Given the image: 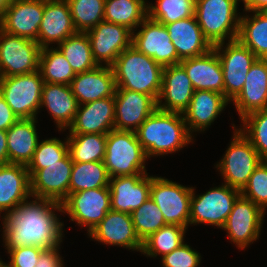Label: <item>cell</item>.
<instances>
[{
  "label": "cell",
  "instance_id": "cell-2",
  "mask_svg": "<svg viewBox=\"0 0 267 267\" xmlns=\"http://www.w3.org/2000/svg\"><path fill=\"white\" fill-rule=\"evenodd\" d=\"M147 158L178 152L192 143L183 113L156 109L135 131Z\"/></svg>",
  "mask_w": 267,
  "mask_h": 267
},
{
  "label": "cell",
  "instance_id": "cell-33",
  "mask_svg": "<svg viewBox=\"0 0 267 267\" xmlns=\"http://www.w3.org/2000/svg\"><path fill=\"white\" fill-rule=\"evenodd\" d=\"M145 0H105L104 21L123 25L132 32L148 17Z\"/></svg>",
  "mask_w": 267,
  "mask_h": 267
},
{
  "label": "cell",
  "instance_id": "cell-50",
  "mask_svg": "<svg viewBox=\"0 0 267 267\" xmlns=\"http://www.w3.org/2000/svg\"><path fill=\"white\" fill-rule=\"evenodd\" d=\"M8 164L7 131L0 129V165Z\"/></svg>",
  "mask_w": 267,
  "mask_h": 267
},
{
  "label": "cell",
  "instance_id": "cell-45",
  "mask_svg": "<svg viewBox=\"0 0 267 267\" xmlns=\"http://www.w3.org/2000/svg\"><path fill=\"white\" fill-rule=\"evenodd\" d=\"M163 267H198L201 255L185 242L169 254L161 257Z\"/></svg>",
  "mask_w": 267,
  "mask_h": 267
},
{
  "label": "cell",
  "instance_id": "cell-38",
  "mask_svg": "<svg viewBox=\"0 0 267 267\" xmlns=\"http://www.w3.org/2000/svg\"><path fill=\"white\" fill-rule=\"evenodd\" d=\"M185 227L167 224L143 242L141 253L148 257H163L184 243Z\"/></svg>",
  "mask_w": 267,
  "mask_h": 267
},
{
  "label": "cell",
  "instance_id": "cell-13",
  "mask_svg": "<svg viewBox=\"0 0 267 267\" xmlns=\"http://www.w3.org/2000/svg\"><path fill=\"white\" fill-rule=\"evenodd\" d=\"M265 212L251 200L240 195L222 229L238 249H245L261 235Z\"/></svg>",
  "mask_w": 267,
  "mask_h": 267
},
{
  "label": "cell",
  "instance_id": "cell-47",
  "mask_svg": "<svg viewBox=\"0 0 267 267\" xmlns=\"http://www.w3.org/2000/svg\"><path fill=\"white\" fill-rule=\"evenodd\" d=\"M60 245L45 248L39 256V260L35 267H64L63 258L60 256L58 249Z\"/></svg>",
  "mask_w": 267,
  "mask_h": 267
},
{
  "label": "cell",
  "instance_id": "cell-7",
  "mask_svg": "<svg viewBox=\"0 0 267 267\" xmlns=\"http://www.w3.org/2000/svg\"><path fill=\"white\" fill-rule=\"evenodd\" d=\"M43 83L39 70L29 74L0 77V93L19 119L37 118Z\"/></svg>",
  "mask_w": 267,
  "mask_h": 267
},
{
  "label": "cell",
  "instance_id": "cell-26",
  "mask_svg": "<svg viewBox=\"0 0 267 267\" xmlns=\"http://www.w3.org/2000/svg\"><path fill=\"white\" fill-rule=\"evenodd\" d=\"M70 88L78 104L82 105L115 96L117 86L112 68L102 65L76 74L70 83Z\"/></svg>",
  "mask_w": 267,
  "mask_h": 267
},
{
  "label": "cell",
  "instance_id": "cell-46",
  "mask_svg": "<svg viewBox=\"0 0 267 267\" xmlns=\"http://www.w3.org/2000/svg\"><path fill=\"white\" fill-rule=\"evenodd\" d=\"M45 248L39 246H23L18 248L7 249L10 261L7 267H35L39 260L40 253Z\"/></svg>",
  "mask_w": 267,
  "mask_h": 267
},
{
  "label": "cell",
  "instance_id": "cell-4",
  "mask_svg": "<svg viewBox=\"0 0 267 267\" xmlns=\"http://www.w3.org/2000/svg\"><path fill=\"white\" fill-rule=\"evenodd\" d=\"M240 0H196L195 17L204 37L212 46L237 39ZM239 14V15H238Z\"/></svg>",
  "mask_w": 267,
  "mask_h": 267
},
{
  "label": "cell",
  "instance_id": "cell-15",
  "mask_svg": "<svg viewBox=\"0 0 267 267\" xmlns=\"http://www.w3.org/2000/svg\"><path fill=\"white\" fill-rule=\"evenodd\" d=\"M139 27L141 30L132 32V45L139 52L153 58L162 67L179 64L181 60L165 25L147 17Z\"/></svg>",
  "mask_w": 267,
  "mask_h": 267
},
{
  "label": "cell",
  "instance_id": "cell-5",
  "mask_svg": "<svg viewBox=\"0 0 267 267\" xmlns=\"http://www.w3.org/2000/svg\"><path fill=\"white\" fill-rule=\"evenodd\" d=\"M145 151L135 131L111 130L107 133L104 165L110 178L127 175H145Z\"/></svg>",
  "mask_w": 267,
  "mask_h": 267
},
{
  "label": "cell",
  "instance_id": "cell-18",
  "mask_svg": "<svg viewBox=\"0 0 267 267\" xmlns=\"http://www.w3.org/2000/svg\"><path fill=\"white\" fill-rule=\"evenodd\" d=\"M115 130L136 131L157 109V101L151 96L132 90L116 89Z\"/></svg>",
  "mask_w": 267,
  "mask_h": 267
},
{
  "label": "cell",
  "instance_id": "cell-48",
  "mask_svg": "<svg viewBox=\"0 0 267 267\" xmlns=\"http://www.w3.org/2000/svg\"><path fill=\"white\" fill-rule=\"evenodd\" d=\"M18 119L0 93V129L7 131Z\"/></svg>",
  "mask_w": 267,
  "mask_h": 267
},
{
  "label": "cell",
  "instance_id": "cell-42",
  "mask_svg": "<svg viewBox=\"0 0 267 267\" xmlns=\"http://www.w3.org/2000/svg\"><path fill=\"white\" fill-rule=\"evenodd\" d=\"M239 130L250 141L263 160H267V108L248 114L241 119Z\"/></svg>",
  "mask_w": 267,
  "mask_h": 267
},
{
  "label": "cell",
  "instance_id": "cell-49",
  "mask_svg": "<svg viewBox=\"0 0 267 267\" xmlns=\"http://www.w3.org/2000/svg\"><path fill=\"white\" fill-rule=\"evenodd\" d=\"M244 3L243 11H267V0H241Z\"/></svg>",
  "mask_w": 267,
  "mask_h": 267
},
{
  "label": "cell",
  "instance_id": "cell-30",
  "mask_svg": "<svg viewBox=\"0 0 267 267\" xmlns=\"http://www.w3.org/2000/svg\"><path fill=\"white\" fill-rule=\"evenodd\" d=\"M46 107L59 131L66 130L75 118L78 102L70 85L43 83L40 108Z\"/></svg>",
  "mask_w": 267,
  "mask_h": 267
},
{
  "label": "cell",
  "instance_id": "cell-22",
  "mask_svg": "<svg viewBox=\"0 0 267 267\" xmlns=\"http://www.w3.org/2000/svg\"><path fill=\"white\" fill-rule=\"evenodd\" d=\"M77 33L66 0H44V12L39 26L37 43L41 48L59 45Z\"/></svg>",
  "mask_w": 267,
  "mask_h": 267
},
{
  "label": "cell",
  "instance_id": "cell-28",
  "mask_svg": "<svg viewBox=\"0 0 267 267\" xmlns=\"http://www.w3.org/2000/svg\"><path fill=\"white\" fill-rule=\"evenodd\" d=\"M194 90H207L224 94V79L220 59L212 48L204 55L181 60Z\"/></svg>",
  "mask_w": 267,
  "mask_h": 267
},
{
  "label": "cell",
  "instance_id": "cell-1",
  "mask_svg": "<svg viewBox=\"0 0 267 267\" xmlns=\"http://www.w3.org/2000/svg\"><path fill=\"white\" fill-rule=\"evenodd\" d=\"M26 200L15 211L3 215V241L6 249L23 246L51 248L60 245L64 223L55 211L61 204L46 199Z\"/></svg>",
  "mask_w": 267,
  "mask_h": 267
},
{
  "label": "cell",
  "instance_id": "cell-27",
  "mask_svg": "<svg viewBox=\"0 0 267 267\" xmlns=\"http://www.w3.org/2000/svg\"><path fill=\"white\" fill-rule=\"evenodd\" d=\"M230 102L224 94L207 90H196L188 108L183 112L189 133L203 132L220 115Z\"/></svg>",
  "mask_w": 267,
  "mask_h": 267
},
{
  "label": "cell",
  "instance_id": "cell-32",
  "mask_svg": "<svg viewBox=\"0 0 267 267\" xmlns=\"http://www.w3.org/2000/svg\"><path fill=\"white\" fill-rule=\"evenodd\" d=\"M240 16L237 39L257 58L267 59V11H254Z\"/></svg>",
  "mask_w": 267,
  "mask_h": 267
},
{
  "label": "cell",
  "instance_id": "cell-16",
  "mask_svg": "<svg viewBox=\"0 0 267 267\" xmlns=\"http://www.w3.org/2000/svg\"><path fill=\"white\" fill-rule=\"evenodd\" d=\"M73 161L69 153L57 163L44 165L31 178L32 198L50 200L61 204L69 195Z\"/></svg>",
  "mask_w": 267,
  "mask_h": 267
},
{
  "label": "cell",
  "instance_id": "cell-41",
  "mask_svg": "<svg viewBox=\"0 0 267 267\" xmlns=\"http://www.w3.org/2000/svg\"><path fill=\"white\" fill-rule=\"evenodd\" d=\"M134 229L143 243L154 232L167 225L162 212L150 198L131 213Z\"/></svg>",
  "mask_w": 267,
  "mask_h": 267
},
{
  "label": "cell",
  "instance_id": "cell-44",
  "mask_svg": "<svg viewBox=\"0 0 267 267\" xmlns=\"http://www.w3.org/2000/svg\"><path fill=\"white\" fill-rule=\"evenodd\" d=\"M240 193L265 212L267 208V160H263L254 170Z\"/></svg>",
  "mask_w": 267,
  "mask_h": 267
},
{
  "label": "cell",
  "instance_id": "cell-34",
  "mask_svg": "<svg viewBox=\"0 0 267 267\" xmlns=\"http://www.w3.org/2000/svg\"><path fill=\"white\" fill-rule=\"evenodd\" d=\"M67 59L75 74L96 68L90 41L86 32H77L56 47Z\"/></svg>",
  "mask_w": 267,
  "mask_h": 267
},
{
  "label": "cell",
  "instance_id": "cell-53",
  "mask_svg": "<svg viewBox=\"0 0 267 267\" xmlns=\"http://www.w3.org/2000/svg\"><path fill=\"white\" fill-rule=\"evenodd\" d=\"M4 262L1 260V258H0V266L3 264Z\"/></svg>",
  "mask_w": 267,
  "mask_h": 267
},
{
  "label": "cell",
  "instance_id": "cell-40",
  "mask_svg": "<svg viewBox=\"0 0 267 267\" xmlns=\"http://www.w3.org/2000/svg\"><path fill=\"white\" fill-rule=\"evenodd\" d=\"M77 32H87L104 20L105 0H66Z\"/></svg>",
  "mask_w": 267,
  "mask_h": 267
},
{
  "label": "cell",
  "instance_id": "cell-43",
  "mask_svg": "<svg viewBox=\"0 0 267 267\" xmlns=\"http://www.w3.org/2000/svg\"><path fill=\"white\" fill-rule=\"evenodd\" d=\"M68 154L67 140L62 141L59 138H50L38 142L37 148L33 154L32 160L26 166L30 178L44 165H51L62 160Z\"/></svg>",
  "mask_w": 267,
  "mask_h": 267
},
{
  "label": "cell",
  "instance_id": "cell-51",
  "mask_svg": "<svg viewBox=\"0 0 267 267\" xmlns=\"http://www.w3.org/2000/svg\"><path fill=\"white\" fill-rule=\"evenodd\" d=\"M11 0H0V17L3 15L5 8L10 4Z\"/></svg>",
  "mask_w": 267,
  "mask_h": 267
},
{
  "label": "cell",
  "instance_id": "cell-21",
  "mask_svg": "<svg viewBox=\"0 0 267 267\" xmlns=\"http://www.w3.org/2000/svg\"><path fill=\"white\" fill-rule=\"evenodd\" d=\"M150 186L148 173L110 178L111 210L131 214L150 198Z\"/></svg>",
  "mask_w": 267,
  "mask_h": 267
},
{
  "label": "cell",
  "instance_id": "cell-10",
  "mask_svg": "<svg viewBox=\"0 0 267 267\" xmlns=\"http://www.w3.org/2000/svg\"><path fill=\"white\" fill-rule=\"evenodd\" d=\"M41 47L31 39L9 34L0 28V77L39 70Z\"/></svg>",
  "mask_w": 267,
  "mask_h": 267
},
{
  "label": "cell",
  "instance_id": "cell-8",
  "mask_svg": "<svg viewBox=\"0 0 267 267\" xmlns=\"http://www.w3.org/2000/svg\"><path fill=\"white\" fill-rule=\"evenodd\" d=\"M192 188L163 177L151 176L150 199L159 207L166 224L188 229Z\"/></svg>",
  "mask_w": 267,
  "mask_h": 267
},
{
  "label": "cell",
  "instance_id": "cell-24",
  "mask_svg": "<svg viewBox=\"0 0 267 267\" xmlns=\"http://www.w3.org/2000/svg\"><path fill=\"white\" fill-rule=\"evenodd\" d=\"M232 102L240 119L267 108V59L258 58L254 62L242 91Z\"/></svg>",
  "mask_w": 267,
  "mask_h": 267
},
{
  "label": "cell",
  "instance_id": "cell-3",
  "mask_svg": "<svg viewBox=\"0 0 267 267\" xmlns=\"http://www.w3.org/2000/svg\"><path fill=\"white\" fill-rule=\"evenodd\" d=\"M111 68L117 89L144 93L158 100L164 67L153 58L131 45L118 55Z\"/></svg>",
  "mask_w": 267,
  "mask_h": 267
},
{
  "label": "cell",
  "instance_id": "cell-37",
  "mask_svg": "<svg viewBox=\"0 0 267 267\" xmlns=\"http://www.w3.org/2000/svg\"><path fill=\"white\" fill-rule=\"evenodd\" d=\"M39 71L45 83L70 85L76 76L65 56L51 46L41 48Z\"/></svg>",
  "mask_w": 267,
  "mask_h": 267
},
{
  "label": "cell",
  "instance_id": "cell-29",
  "mask_svg": "<svg viewBox=\"0 0 267 267\" xmlns=\"http://www.w3.org/2000/svg\"><path fill=\"white\" fill-rule=\"evenodd\" d=\"M165 27L180 60L204 55L213 48L204 37L195 15L166 24Z\"/></svg>",
  "mask_w": 267,
  "mask_h": 267
},
{
  "label": "cell",
  "instance_id": "cell-17",
  "mask_svg": "<svg viewBox=\"0 0 267 267\" xmlns=\"http://www.w3.org/2000/svg\"><path fill=\"white\" fill-rule=\"evenodd\" d=\"M43 12L44 0H11L0 17V28L37 42Z\"/></svg>",
  "mask_w": 267,
  "mask_h": 267
},
{
  "label": "cell",
  "instance_id": "cell-11",
  "mask_svg": "<svg viewBox=\"0 0 267 267\" xmlns=\"http://www.w3.org/2000/svg\"><path fill=\"white\" fill-rule=\"evenodd\" d=\"M220 43L213 48L221 62L224 79V96L231 102L242 91L249 69L258 59L238 39ZM224 47V48H223Z\"/></svg>",
  "mask_w": 267,
  "mask_h": 267
},
{
  "label": "cell",
  "instance_id": "cell-52",
  "mask_svg": "<svg viewBox=\"0 0 267 267\" xmlns=\"http://www.w3.org/2000/svg\"><path fill=\"white\" fill-rule=\"evenodd\" d=\"M0 267H7L6 263L4 262Z\"/></svg>",
  "mask_w": 267,
  "mask_h": 267
},
{
  "label": "cell",
  "instance_id": "cell-23",
  "mask_svg": "<svg viewBox=\"0 0 267 267\" xmlns=\"http://www.w3.org/2000/svg\"><path fill=\"white\" fill-rule=\"evenodd\" d=\"M194 91L191 80L180 64L164 67L157 108L183 113L188 108Z\"/></svg>",
  "mask_w": 267,
  "mask_h": 267
},
{
  "label": "cell",
  "instance_id": "cell-6",
  "mask_svg": "<svg viewBox=\"0 0 267 267\" xmlns=\"http://www.w3.org/2000/svg\"><path fill=\"white\" fill-rule=\"evenodd\" d=\"M232 125L233 139L215 168L220 171L224 184L241 191L263 159L242 132Z\"/></svg>",
  "mask_w": 267,
  "mask_h": 267
},
{
  "label": "cell",
  "instance_id": "cell-36",
  "mask_svg": "<svg viewBox=\"0 0 267 267\" xmlns=\"http://www.w3.org/2000/svg\"><path fill=\"white\" fill-rule=\"evenodd\" d=\"M110 176L103 161L73 162L69 194L82 190L109 187Z\"/></svg>",
  "mask_w": 267,
  "mask_h": 267
},
{
  "label": "cell",
  "instance_id": "cell-9",
  "mask_svg": "<svg viewBox=\"0 0 267 267\" xmlns=\"http://www.w3.org/2000/svg\"><path fill=\"white\" fill-rule=\"evenodd\" d=\"M192 188L190 225L208 224L222 228L232 211L234 202L241 195L238 189L226 184L210 188L202 195L195 194Z\"/></svg>",
  "mask_w": 267,
  "mask_h": 267
},
{
  "label": "cell",
  "instance_id": "cell-39",
  "mask_svg": "<svg viewBox=\"0 0 267 267\" xmlns=\"http://www.w3.org/2000/svg\"><path fill=\"white\" fill-rule=\"evenodd\" d=\"M196 0H157L148 4V17L166 25L195 15Z\"/></svg>",
  "mask_w": 267,
  "mask_h": 267
},
{
  "label": "cell",
  "instance_id": "cell-12",
  "mask_svg": "<svg viewBox=\"0 0 267 267\" xmlns=\"http://www.w3.org/2000/svg\"><path fill=\"white\" fill-rule=\"evenodd\" d=\"M62 213H67L71 221L88 227V234L105 218L111 210L109 187L82 190L69 194L61 203Z\"/></svg>",
  "mask_w": 267,
  "mask_h": 267
},
{
  "label": "cell",
  "instance_id": "cell-31",
  "mask_svg": "<svg viewBox=\"0 0 267 267\" xmlns=\"http://www.w3.org/2000/svg\"><path fill=\"white\" fill-rule=\"evenodd\" d=\"M37 118L18 119L7 130L8 164L27 166L39 142Z\"/></svg>",
  "mask_w": 267,
  "mask_h": 267
},
{
  "label": "cell",
  "instance_id": "cell-35",
  "mask_svg": "<svg viewBox=\"0 0 267 267\" xmlns=\"http://www.w3.org/2000/svg\"><path fill=\"white\" fill-rule=\"evenodd\" d=\"M68 153L73 162L103 161L106 152L107 134H69Z\"/></svg>",
  "mask_w": 267,
  "mask_h": 267
},
{
  "label": "cell",
  "instance_id": "cell-19",
  "mask_svg": "<svg viewBox=\"0 0 267 267\" xmlns=\"http://www.w3.org/2000/svg\"><path fill=\"white\" fill-rule=\"evenodd\" d=\"M95 241L106 245L142 251L143 243L137 236L131 214L110 210L105 218L88 234Z\"/></svg>",
  "mask_w": 267,
  "mask_h": 267
},
{
  "label": "cell",
  "instance_id": "cell-25",
  "mask_svg": "<svg viewBox=\"0 0 267 267\" xmlns=\"http://www.w3.org/2000/svg\"><path fill=\"white\" fill-rule=\"evenodd\" d=\"M31 195L27 167L22 164L0 165V213L15 211Z\"/></svg>",
  "mask_w": 267,
  "mask_h": 267
},
{
  "label": "cell",
  "instance_id": "cell-20",
  "mask_svg": "<svg viewBox=\"0 0 267 267\" xmlns=\"http://www.w3.org/2000/svg\"><path fill=\"white\" fill-rule=\"evenodd\" d=\"M114 122L115 99L112 96L78 105L74 121L67 129L69 134H107L114 129Z\"/></svg>",
  "mask_w": 267,
  "mask_h": 267
},
{
  "label": "cell",
  "instance_id": "cell-14",
  "mask_svg": "<svg viewBox=\"0 0 267 267\" xmlns=\"http://www.w3.org/2000/svg\"><path fill=\"white\" fill-rule=\"evenodd\" d=\"M92 55L98 66L111 67L118 55L132 45V31L127 27L102 21L87 32Z\"/></svg>",
  "mask_w": 267,
  "mask_h": 267
}]
</instances>
